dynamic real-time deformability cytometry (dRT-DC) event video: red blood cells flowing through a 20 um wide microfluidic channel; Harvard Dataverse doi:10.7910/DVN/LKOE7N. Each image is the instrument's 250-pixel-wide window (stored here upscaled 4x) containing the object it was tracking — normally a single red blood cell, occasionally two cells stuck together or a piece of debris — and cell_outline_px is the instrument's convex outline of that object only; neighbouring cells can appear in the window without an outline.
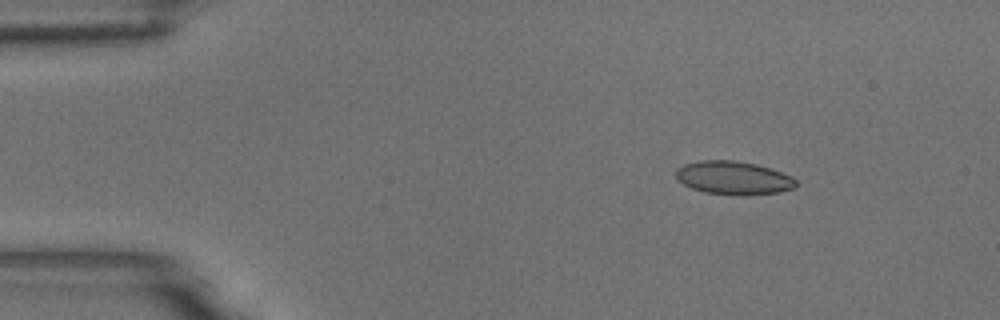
{"species": "common noctule bat (a hibernating species)", "species_latin": "Nyctalus noctula", "temperature_condition": "room temperature", "stored_images_in_passage": 7, "camera_frame_rate_fps": 3000, "um_per_image_px": 0.085, "animal": {"sex": "male", "body_mass_g": 18.8}, "frame": {"image": 1, "passage_image": 3, "time_ms": 0.667, "image_size_px": [1000, 320], "cell_outline_px": [[796, 188], [780, 192], [744, 196], [736, 196], [704, 192], [692, 188], [676, 180], [676, 168], [684, 164], [700, 160], [736, 160], [756, 164], [792, 176], [796, 180]], "centroid_in_image_um": [62.34, 15.13], "position_along_channel_um": 22.7, "area_um2": 23.64}}
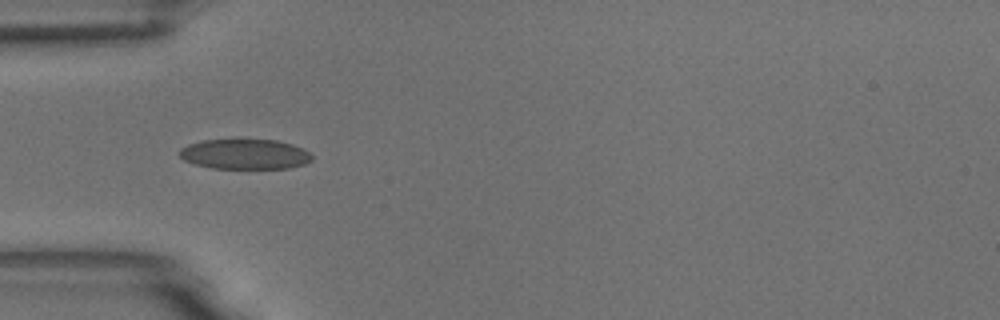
{"frame": {"image": 2, "passage_image": 6, "time_ms": 1.667, "image_size_px": [1000, 320], "cell_outline_px": [[312, 160], [304, 164], [288, 168], [212, 168], [196, 164], [184, 160], [180, 156], [180, 148], [188, 144], [204, 140], [236, 136], [276, 140], [292, 144], [304, 148], [312, 156]], "centroid_in_image_um": [20.81, 13.04], "position_along_channel_um": 64.2, "area_um2": 24.1}}